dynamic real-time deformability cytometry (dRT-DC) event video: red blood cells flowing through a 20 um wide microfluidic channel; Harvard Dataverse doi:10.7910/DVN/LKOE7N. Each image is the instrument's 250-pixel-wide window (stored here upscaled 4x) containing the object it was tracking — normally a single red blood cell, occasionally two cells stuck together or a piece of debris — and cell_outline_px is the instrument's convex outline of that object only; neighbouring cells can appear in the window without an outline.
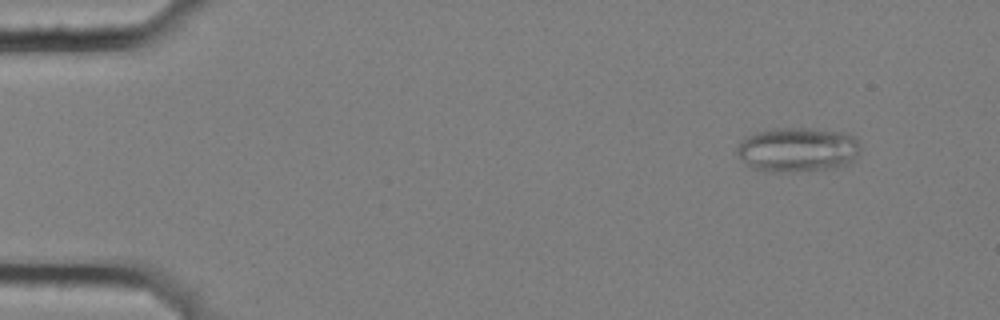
{"species": "common noctule bat (a hibernating species)", "species_latin": "Nyctalus noctula", "temperature_condition": "cold", "stored_images_in_passage": 2, "camera_frame_rate_fps": 3000, "um_per_image_px": 0.085, "animal": {"sex": "female", "body_mass_g": 25.1}, "frame": {"image": 1, "passage_image": 2, "time_ms": 0.333, "image_size_px": [1000, 320], "cell_outline_px": [[860, 148], [852, 164], [836, 168], [788, 172], [768, 172], [752, 168], [736, 152], [736, 148], [748, 136], [756, 132], [772, 128], [808, 128], [848, 132], [856, 140]], "centroid_in_image_um": [67.84, 12.72], "position_along_channel_um": 17.2, "area_um2": 32.19}}